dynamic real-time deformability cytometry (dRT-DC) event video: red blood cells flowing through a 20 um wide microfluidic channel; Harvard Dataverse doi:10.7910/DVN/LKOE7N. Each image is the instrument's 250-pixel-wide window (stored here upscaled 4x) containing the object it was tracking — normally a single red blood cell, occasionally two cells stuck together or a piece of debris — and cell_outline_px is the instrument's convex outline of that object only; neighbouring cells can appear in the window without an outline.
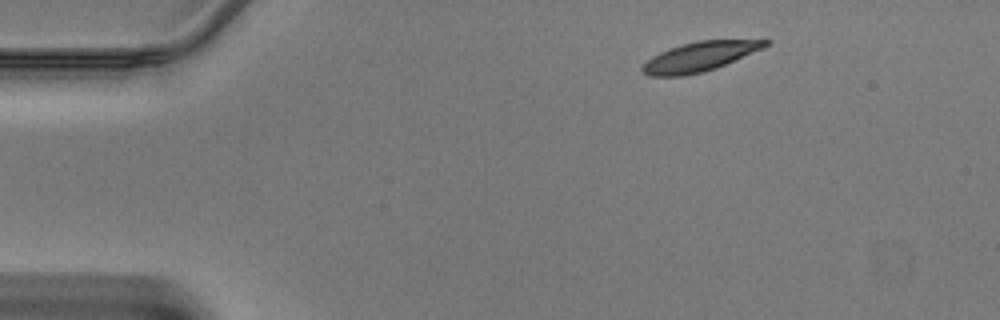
{"species": "Egyptian fruit bat (a non-hibernating species)", "species_latin": "Rousettus aegyptiacus", "temperature_condition": "warm", "stored_images_in_passage": 40, "camera_frame_rate_fps": 3000, "um_per_image_px": 0.085, "animal": {"sex": "male"}, "frame": {"image": 1, "passage_image": 1, "time_ms": 0.0, "image_size_px": [1000, 320], "cell_outline_px": [[772, 40], [764, 48], [716, 68], [704, 72], [684, 76], [648, 76], [640, 68], [652, 56], [668, 48], [696, 40]], "centroid_in_image_um": [59.46, 4.82], "position_along_channel_um": 25.5, "area_um2": 21.1}}
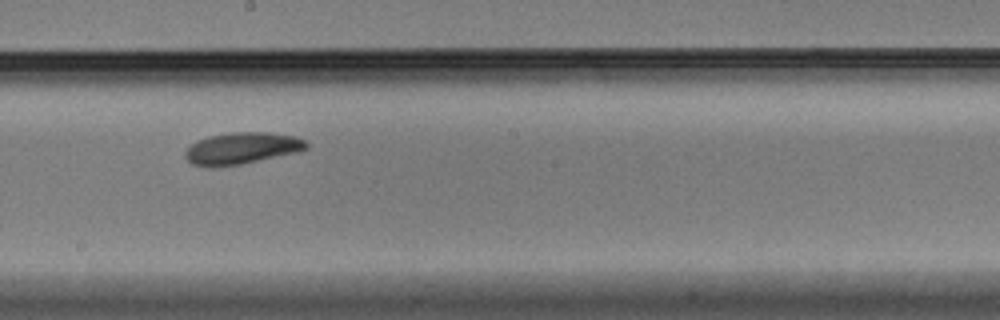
{"frame": {"image": 2, "passage_image": 20, "time_ms": 6.333, "image_size_px": [1000, 320], "cell_outline_px": [[308, 148], [300, 152], [240, 164], [212, 168], [208, 168], [192, 164], [184, 156], [184, 152], [196, 140], [208, 136], [232, 132], [268, 132], [296, 136], [304, 140], [308, 144]], "centroid_in_image_um": [20.55, 12.61], "position_along_channel_um": 227.7, "area_um2": 22.66}}
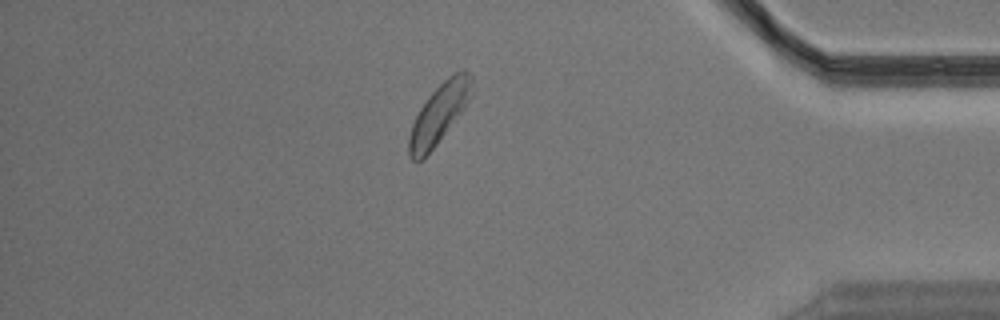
{"frame": {"image": 3, "passage_image": 34, "time_ms": 11.0, "image_size_px": [1000, 320], "cell_outline_px": [[472, 84], [468, 100], [464, 108], [424, 160], [412, 160], [408, 156], [408, 136], [412, 124], [420, 108], [428, 96], [452, 72], [460, 68], [464, 68], [472, 76]], "centroid_in_image_um": [37.3, 9.65], "position_along_channel_um": 397.9, "area_um2": 21.73}}